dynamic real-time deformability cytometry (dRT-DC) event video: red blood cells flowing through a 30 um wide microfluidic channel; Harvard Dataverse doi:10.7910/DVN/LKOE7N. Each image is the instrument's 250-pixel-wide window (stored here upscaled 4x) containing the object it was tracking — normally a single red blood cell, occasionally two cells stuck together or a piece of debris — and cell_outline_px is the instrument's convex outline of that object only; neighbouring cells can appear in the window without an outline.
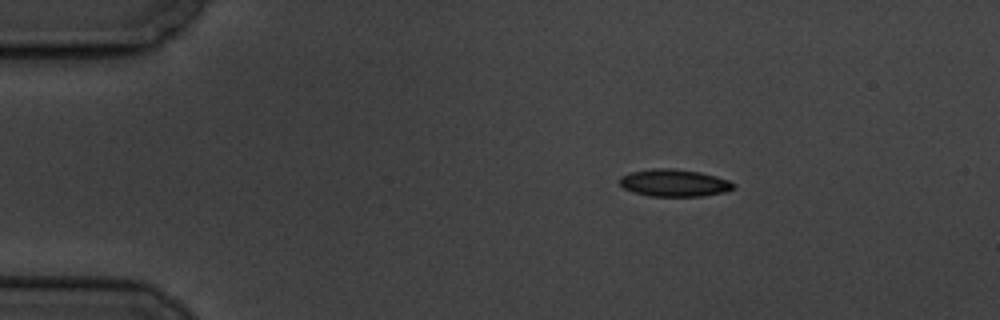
{"species": "common noctule bat (a hibernating species)", "species_latin": "Nyctalus noctula", "temperature_condition": "cold", "stored_images_in_passage": 3, "camera_frame_rate_fps": 3000, "um_per_image_px": 0.085, "animal": {"sex": "male", "body_mass_g": 19.5, "forearm_length_mm": 54.6}, "frame": {"image": 1, "passage_image": 1, "time_ms": 0.0, "image_size_px": [1000, 320], "cell_outline_px": [[736, 188], [724, 192], [700, 196], [648, 196], [632, 192], [624, 188], [620, 184], [620, 176], [632, 172], [652, 168], [672, 168], [700, 172], [716, 176], [728, 180], [736, 184]], "centroid_in_image_um": [57.31, 15.55], "position_along_channel_um": 27.7, "area_um2": 18.15}}